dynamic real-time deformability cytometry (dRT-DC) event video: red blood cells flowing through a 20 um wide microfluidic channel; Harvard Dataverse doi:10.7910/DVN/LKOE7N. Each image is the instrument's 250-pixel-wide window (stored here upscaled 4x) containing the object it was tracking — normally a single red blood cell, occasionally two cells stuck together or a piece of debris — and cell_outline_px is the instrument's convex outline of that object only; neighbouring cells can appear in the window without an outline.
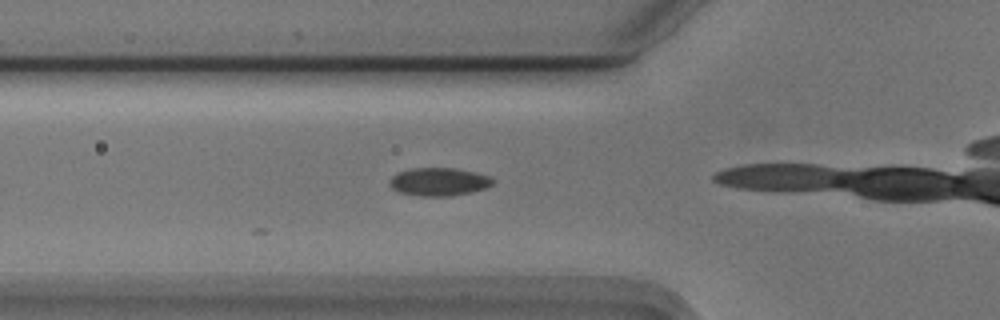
{"species": "Egyptian fruit bat (a non-hibernating species)", "species_latin": "Rousettus aegyptiacus", "temperature_condition": "cold", "stored_images_in_passage": 10, "camera_frame_rate_fps": 3000, "um_per_image_px": 0.085, "animal": {"sex": "male"}, "frame": {"image": 1, "passage_image": 4, "time_ms": 1.0, "image_size_px": [1000, 320], "cell_outline_px": [[496, 180], [492, 184], [484, 188], [472, 192], [452, 196], [420, 196], [400, 192], [392, 188], [388, 184], [388, 180], [396, 172], [408, 168], [456, 168], [476, 172], [488, 176]], "centroid_in_image_um": [37.27, 15.44], "position_along_channel_um": 88.5, "area_um2": 17.11}}